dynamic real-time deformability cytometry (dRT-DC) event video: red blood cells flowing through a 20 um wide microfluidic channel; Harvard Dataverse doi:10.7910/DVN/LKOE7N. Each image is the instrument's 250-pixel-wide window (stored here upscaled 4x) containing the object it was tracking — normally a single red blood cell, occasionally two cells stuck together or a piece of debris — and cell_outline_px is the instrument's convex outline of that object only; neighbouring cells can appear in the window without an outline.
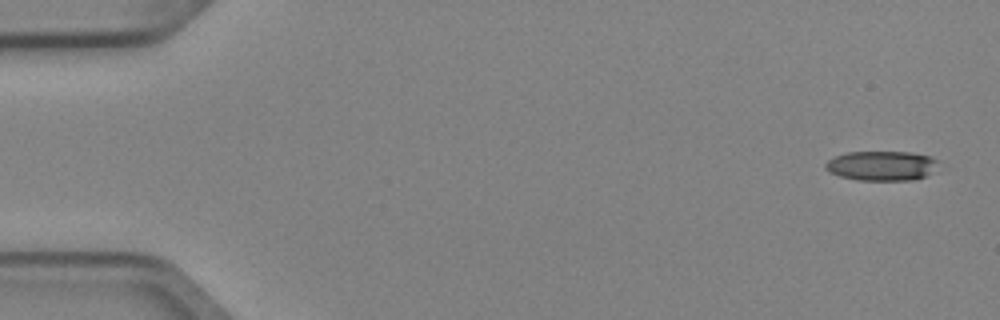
{"species": "Egyptian fruit bat (a non-hibernating species)", "species_latin": "Rousettus aegyptiacus", "temperature_condition": "cold", "stored_images_in_passage": 7, "camera_frame_rate_fps": 3000, "um_per_image_px": 0.085, "animal": {"sex": "female"}, "frame": {"image": 1, "passage_image": 1, "time_ms": 0.0, "image_size_px": [1000, 320], "cell_outline_px": [[940, 160], [924, 176], [912, 180], [856, 180], [840, 176], [828, 172], [824, 168], [824, 164], [828, 160], [836, 156], [848, 152], [912, 152], [932, 156]], "centroid_in_image_um": [74.89, 14.08], "position_along_channel_um": 10.1, "area_um2": 19.42}}
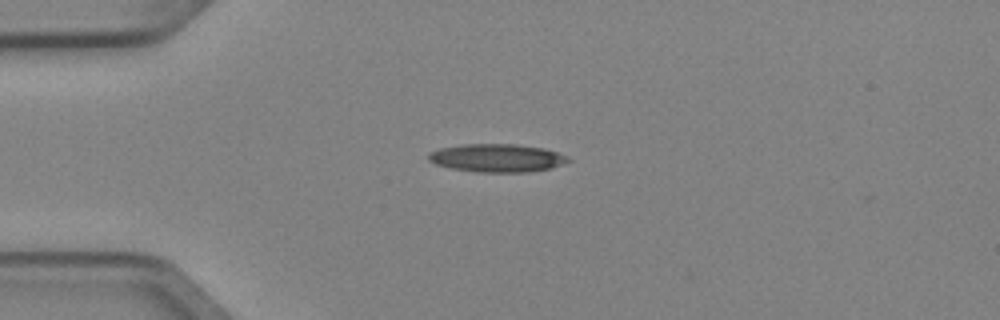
{"frame": {"image": 2, "passage_image": 4, "time_ms": 1.0, "image_size_px": [1000, 320], "cell_outline_px": [[572, 160], [552, 168], [528, 172], [476, 172], [448, 168], [436, 164], [428, 160], [428, 152], [440, 148], [464, 144], [516, 144], [544, 148], [568, 156]], "centroid_in_image_um": [42.24, 13.43], "position_along_channel_um": 42.8, "area_um2": 23.06}}
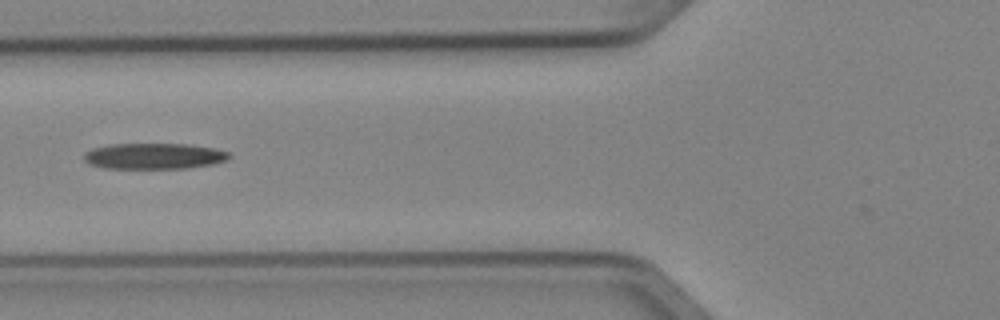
{"frame": {"image": 3, "passage_image": 6, "time_ms": 1.667, "image_size_px": [1000, 320], "cell_outline_px": [[232, 156], [228, 160], [212, 164], [188, 168], [104, 168], [88, 164], [84, 160], [84, 152], [92, 148], [108, 144], [188, 144], [212, 148], [228, 152]], "centroid_in_image_um": [13.06, 13.27], "position_along_channel_um": 112.7, "area_um2": 22.02}}